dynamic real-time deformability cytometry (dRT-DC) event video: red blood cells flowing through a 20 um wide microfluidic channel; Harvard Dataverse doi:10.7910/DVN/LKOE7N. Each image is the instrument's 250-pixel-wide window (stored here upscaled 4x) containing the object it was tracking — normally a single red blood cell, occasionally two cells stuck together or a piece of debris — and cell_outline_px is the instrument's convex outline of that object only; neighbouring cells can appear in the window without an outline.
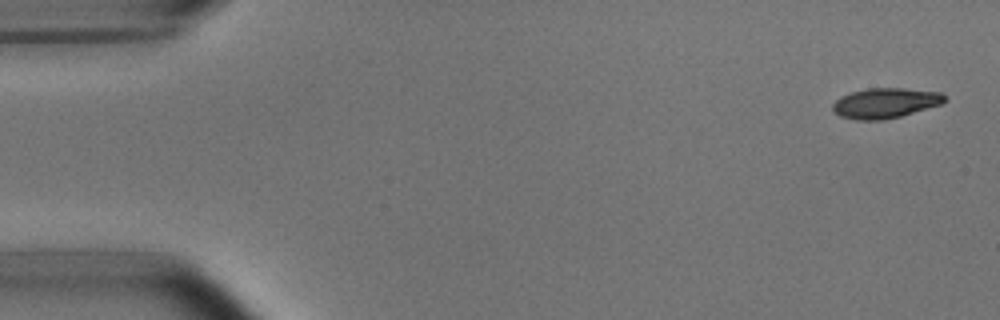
{"species": "common noctule bat (a hibernating species)", "species_latin": "Nyctalus noctula", "temperature_condition": "room temperature", "stored_images_in_passage": 5, "camera_frame_rate_fps": 3000, "um_per_image_px": 0.085, "animal": {"sex": "male", "body_mass_g": 15.6}, "frame": {"image": 1, "passage_image": 1, "time_ms": 0.0, "image_size_px": [1000, 320], "cell_outline_px": [[948, 100], [940, 104], [900, 116], [880, 120], [856, 120], [840, 116], [832, 108], [832, 104], [840, 96], [852, 92], [868, 88], [904, 88], [940, 92]], "centroid_in_image_um": [75.23, 8.75], "position_along_channel_um": 9.8, "area_um2": 19.48}}
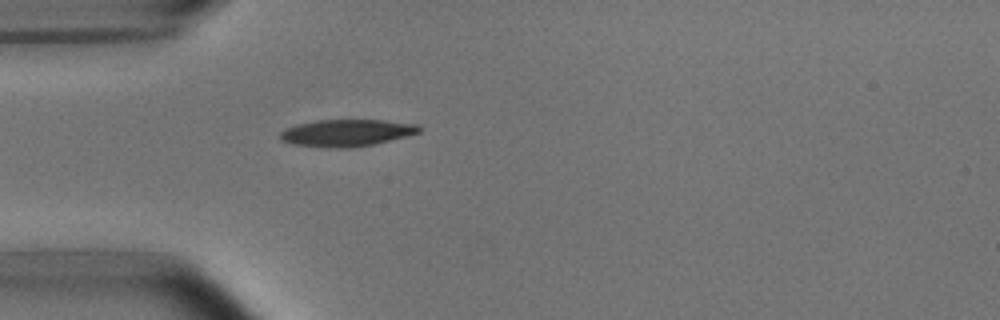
{"frame": {"image": 2, "passage_image": 5, "time_ms": 1.333, "image_size_px": [1000, 320], "cell_outline_px": [[424, 128], [420, 132], [376, 144], [352, 148], [336, 148], [292, 144], [280, 140], [280, 132], [296, 124], [316, 120], [380, 120], [420, 124]], "centroid_in_image_um": [29.5, 11.29], "position_along_channel_um": 55.5, "area_um2": 21.96}}